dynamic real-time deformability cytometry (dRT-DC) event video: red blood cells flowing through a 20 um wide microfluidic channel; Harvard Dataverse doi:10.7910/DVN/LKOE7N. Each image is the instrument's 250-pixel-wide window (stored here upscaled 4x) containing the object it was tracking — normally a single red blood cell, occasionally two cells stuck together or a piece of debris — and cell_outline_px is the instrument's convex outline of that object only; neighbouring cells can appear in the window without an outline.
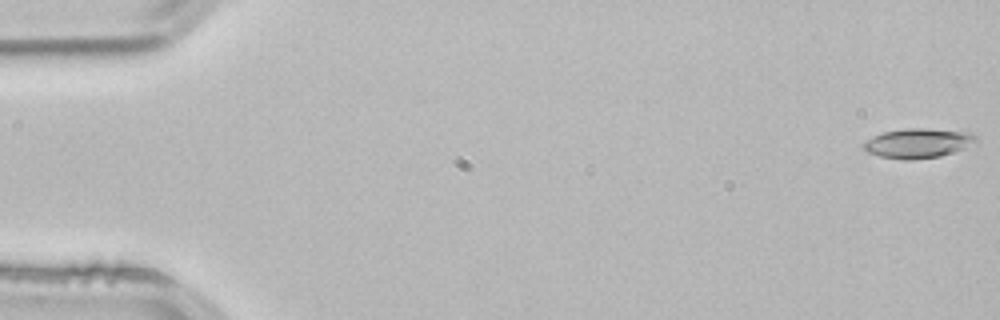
{"species": "common noctule bat (a hibernating species)", "species_latin": "Nyctalus noctula", "temperature_condition": "room temperature", "stored_images_in_passage": 4, "camera_frame_rate_fps": 3000, "um_per_image_px": 0.085, "animal": {"sex": "male", "body_mass_g": 21.5, "forearm_length_mm": 52.0}, "frame": {"image": 1, "passage_image": 1, "time_ms": 0.0, "image_size_px": [1000, 320], "cell_outline_px": [[976, 140], [964, 148], [940, 156], [912, 160], [904, 160], [880, 156], [868, 152], [864, 148], [864, 144], [868, 140], [884, 132], [904, 128], [924, 128], [972, 132], [976, 136]], "centroid_in_image_um": [78.05, 12.16], "position_along_channel_um": 6.9, "area_um2": 19.07}}